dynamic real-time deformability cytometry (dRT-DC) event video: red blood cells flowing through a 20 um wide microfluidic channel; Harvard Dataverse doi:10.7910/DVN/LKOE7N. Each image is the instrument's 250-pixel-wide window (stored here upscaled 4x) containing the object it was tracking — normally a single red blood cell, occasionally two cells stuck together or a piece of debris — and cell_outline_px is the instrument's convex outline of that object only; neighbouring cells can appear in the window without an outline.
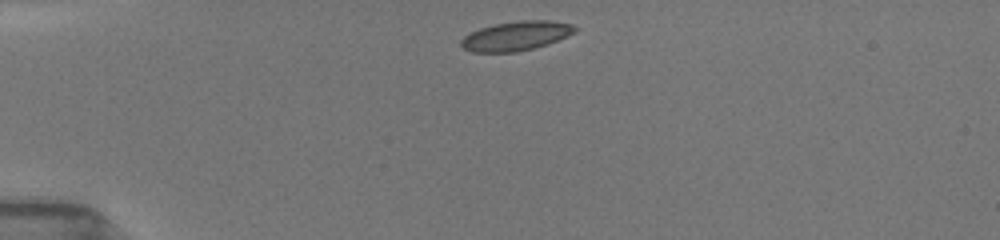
{"species": "common noctule bat (a hibernating species)", "species_latin": "Nyctalus noctula", "temperature_condition": "room temperature", "stored_images_in_passage": 40, "camera_frame_rate_fps": 3000, "um_per_image_px": 0.085, "animal": {"sex": "female", "body_mass_g": 19.5, "forearm_length_mm": 54.1}, "frame": {"image": 1, "passage_image": 1, "time_ms": 0.0, "image_size_px": [1000, 240], "cell_outline_px": [[576, 28], [572, 32], [548, 44], [516, 52], [472, 52], [464, 48], [460, 44], [460, 40], [464, 36], [480, 28], [496, 24], [520, 20], [548, 20], [572, 24]], "centroid_in_image_um": [43.81, 3.05], "position_along_channel_um": 41.2, "area_um2": 19.07}}
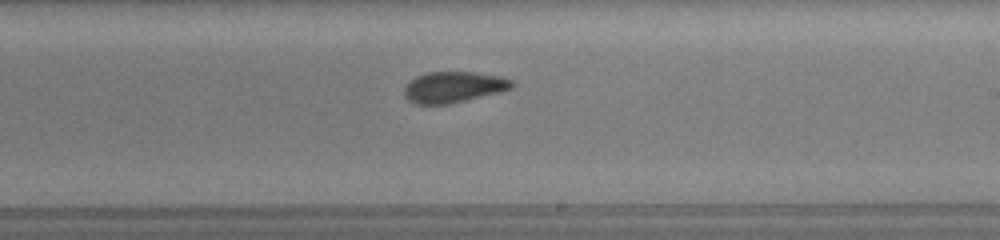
{"frame": {"image": 2, "passage_image": 20, "time_ms": 6.333, "image_size_px": [1000, 240], "cell_outline_px": [[516, 84], [512, 88], [500, 92], [448, 104], [416, 104], [408, 100], [404, 96], [404, 88], [416, 76], [428, 72], [476, 72], [500, 76], [512, 80]], "centroid_in_image_um": [38.57, 7.4], "position_along_channel_um": 250.4, "area_um2": 19.42}}
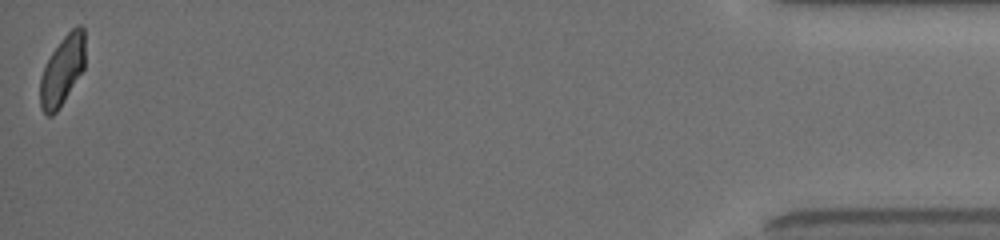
{"frame": {"image": 3, "passage_image": 40, "time_ms": 13.0, "image_size_px": [1000, 240], "cell_outline_px": [[84, 68], [64, 100], [56, 112], [52, 116], [48, 116], [40, 108], [40, 76], [52, 52], [60, 40], [76, 24], [80, 24], [84, 28]], "centroid_in_image_um": [5.29, 5.97], "position_along_channel_um": 429.9, "area_um2": 18.03}, "authors_computed_cell_mechanics": {"area_um2": 19.6809, "velocity_mm_per_s": 3.9522, "shape_relaxation_time_tau1_ms": 3.5347, "shape_relaxation_time_tau2_ms": 0.97, "deformation_change_tau1": 0.1285, "deformation_change_tau2": 0.0712}}